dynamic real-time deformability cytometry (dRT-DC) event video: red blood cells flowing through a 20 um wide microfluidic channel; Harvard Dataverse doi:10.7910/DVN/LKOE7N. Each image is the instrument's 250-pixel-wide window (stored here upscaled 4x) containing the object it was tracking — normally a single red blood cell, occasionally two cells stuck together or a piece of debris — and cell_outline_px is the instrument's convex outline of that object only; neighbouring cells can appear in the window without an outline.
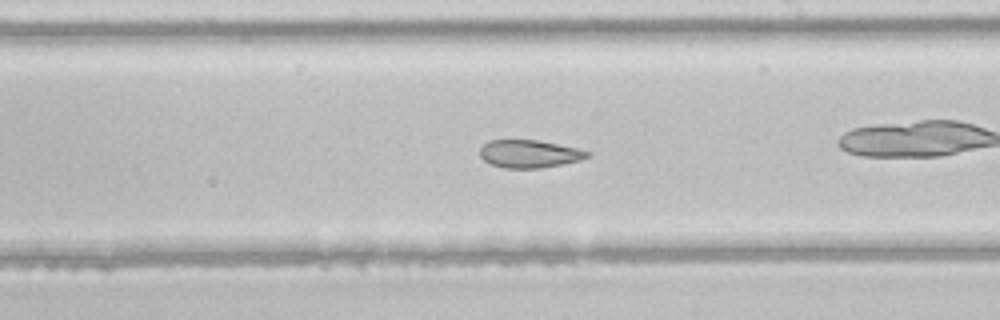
{"species": "common noctule bat (a hibernating species)", "species_latin": "Nyctalus noctula", "temperature_condition": "room temperature", "stored_images_in_passage": 35, "camera_frame_rate_fps": 3000, "um_per_image_px": 0.085, "animal": {"sex": "male", "body_mass_g": 21.5, "forearm_length_mm": 52.0}, "frame": {"image": 1, "passage_image": 16, "time_ms": 5.0, "image_size_px": [1000, 320], "cell_outline_px": [[592, 156], [580, 160], [540, 168], [504, 168], [492, 164], [484, 160], [480, 156], [480, 148], [488, 140], [536, 140], [576, 148], [592, 152]], "centroid_in_image_um": [45.0, 13.07], "position_along_channel_um": 244.0, "area_um2": 17.28}}